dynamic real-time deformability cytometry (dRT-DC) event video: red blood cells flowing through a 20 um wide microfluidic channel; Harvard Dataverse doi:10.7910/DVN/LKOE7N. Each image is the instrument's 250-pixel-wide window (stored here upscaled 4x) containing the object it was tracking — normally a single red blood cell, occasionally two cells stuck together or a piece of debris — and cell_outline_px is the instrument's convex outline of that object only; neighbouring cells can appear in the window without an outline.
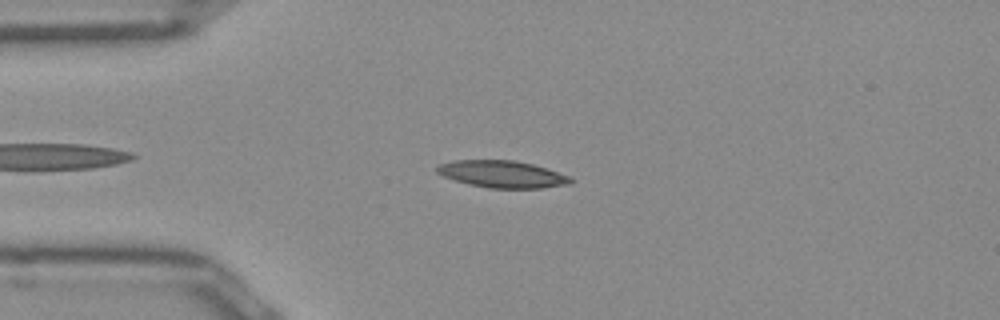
{"species": "Egyptian fruit bat (a non-hibernating species)", "species_latin": "Rousettus aegyptiacus", "temperature_condition": "room temperature", "stored_images_in_passage": 45, "camera_frame_rate_fps": 3000, "um_per_image_px": 0.085, "frame": {"image": 1, "passage_image": 6, "time_ms": 1.667, "image_size_px": [1000, 320], "cell_outline_px": [[572, 184], [544, 188], [488, 188], [468, 184], [444, 176], [436, 172], [436, 164], [452, 160], [512, 160], [532, 164], [548, 168], [572, 176]], "centroid_in_image_um": [42.72, 14.8], "position_along_channel_um": 42.3, "area_um2": 21.33}}
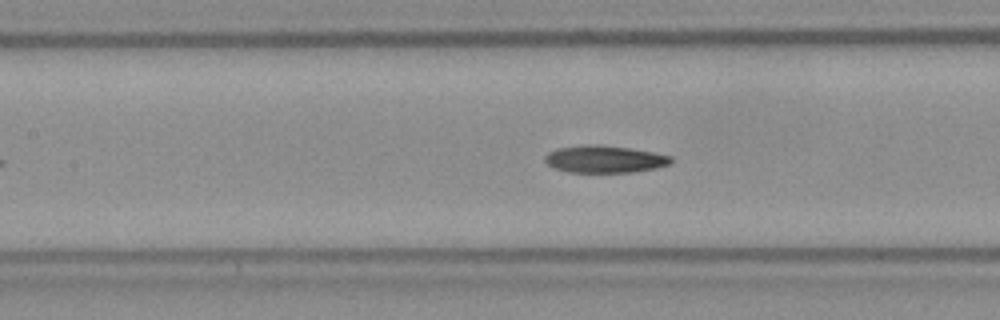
{"frame": {"image": 2, "passage_image": 16, "time_ms": 5.0, "image_size_px": [1000, 320], "cell_outline_px": [[672, 164], [656, 168], [632, 172], [568, 172], [556, 168], [548, 164], [544, 160], [544, 156], [548, 152], [556, 148], [584, 144], [596, 144], [628, 148], [652, 152], [672, 156]], "centroid_in_image_um": [51.38, 13.52], "position_along_channel_um": 156.0, "area_um2": 20.06}}
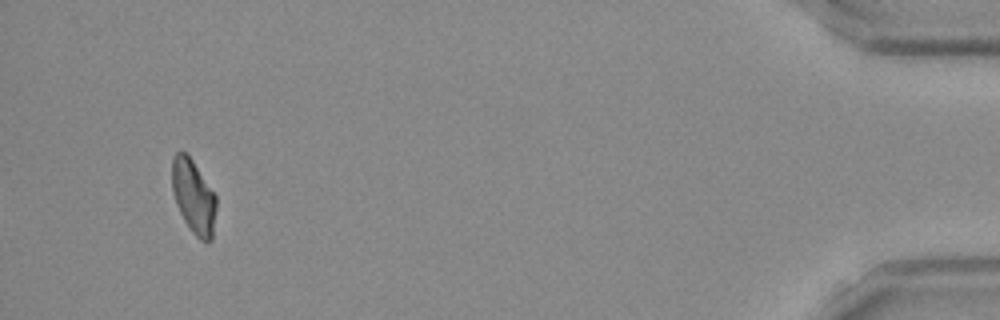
{"frame": {"image": 3, "passage_image": 42, "time_ms": 13.667, "image_size_px": [1000, 320], "cell_outline_px": [[216, 208], [212, 240], [208, 244], [200, 240], [188, 228], [176, 204], [172, 192], [172, 156], [176, 152], [184, 152], [192, 160], [216, 196]], "centroid_in_image_um": [16.44, 16.76], "position_along_channel_um": 418.8, "area_um2": 19.07}, "authors_computed_cell_mechanics": {"area_um2": 20.0566, "velocity_mm_per_s": 3.9496, "shape_relaxation_time_tau1_ms": null, "shape_relaxation_time_tau2_ms": 5.3322, "deformation_change_tau1": null, "deformation_change_tau2": 0.1275}}